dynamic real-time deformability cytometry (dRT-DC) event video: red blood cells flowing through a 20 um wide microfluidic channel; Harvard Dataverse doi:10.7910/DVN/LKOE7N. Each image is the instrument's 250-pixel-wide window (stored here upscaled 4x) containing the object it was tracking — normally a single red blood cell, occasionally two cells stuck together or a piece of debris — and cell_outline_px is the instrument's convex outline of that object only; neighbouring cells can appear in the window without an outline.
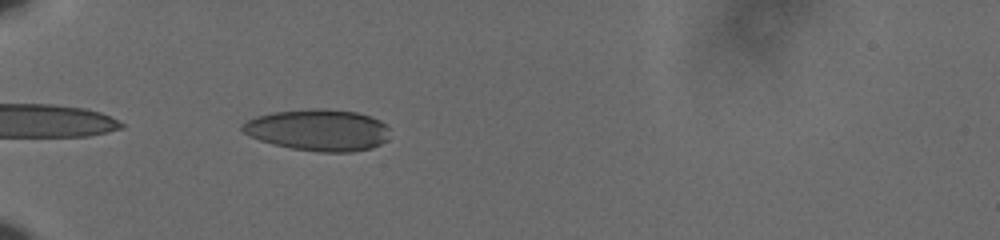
{"species": "human", "species_latin": "Homo sapiens", "temperature_condition": "cold", "stored_images_in_passage": 27, "camera_frame_rate_fps": 3000, "um_per_image_px": 0.085, "donor": {"sex": "male"}, "frame": {"image": 1, "passage_image": 2, "time_ms": 0.333, "image_size_px": [1000, 240], "cell_outline_px": [[388, 140], [372, 148], [352, 152], [320, 152], [292, 148], [272, 144], [260, 140], [244, 132], [240, 128], [248, 120], [256, 116], [276, 112], [312, 108], [324, 108], [356, 112], [380, 120], [388, 128]], "centroid_in_image_um": [27.07, 11.06], "position_along_channel_um": 57.9, "area_um2": 35.55}}
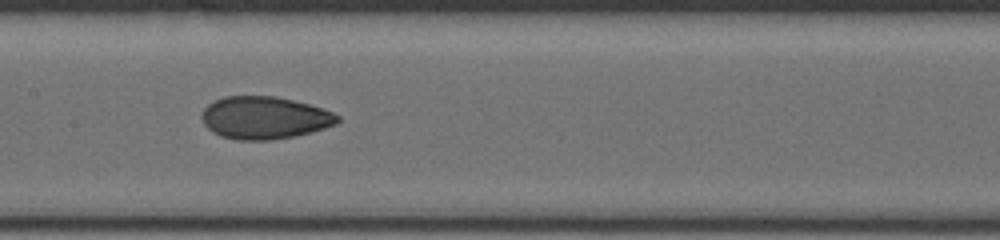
{"frame": {"image": 2, "passage_image": 14, "time_ms": 4.333, "image_size_px": [1000, 240], "cell_outline_px": [[340, 120], [336, 124], [312, 132], [296, 136], [268, 140], [236, 140], [220, 136], [212, 132], [204, 124], [200, 116], [204, 108], [208, 104], [224, 96], [276, 96], [308, 104], [332, 112], [340, 116]], "centroid_in_image_um": [22.46, 10.02], "position_along_channel_um": 184.9, "area_um2": 33.7}}
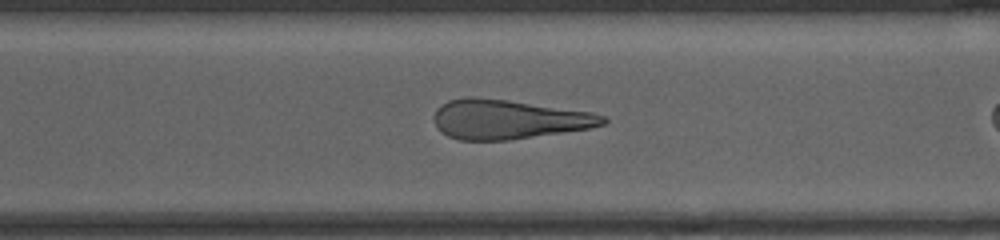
{"frame": {"image": 3, "passage_image": 22, "time_ms": 7.0, "image_size_px": [1000, 240], "cell_outline_px": [[608, 120], [604, 124], [588, 128], [508, 140], [460, 140], [448, 136], [436, 128], [436, 108], [440, 104], [448, 100], [468, 96], [476, 96], [508, 100], [592, 112], [604, 116]], "centroid_in_image_um": [43.17, 10.13], "position_along_channel_um": 327.4, "area_um2": 38.55}}